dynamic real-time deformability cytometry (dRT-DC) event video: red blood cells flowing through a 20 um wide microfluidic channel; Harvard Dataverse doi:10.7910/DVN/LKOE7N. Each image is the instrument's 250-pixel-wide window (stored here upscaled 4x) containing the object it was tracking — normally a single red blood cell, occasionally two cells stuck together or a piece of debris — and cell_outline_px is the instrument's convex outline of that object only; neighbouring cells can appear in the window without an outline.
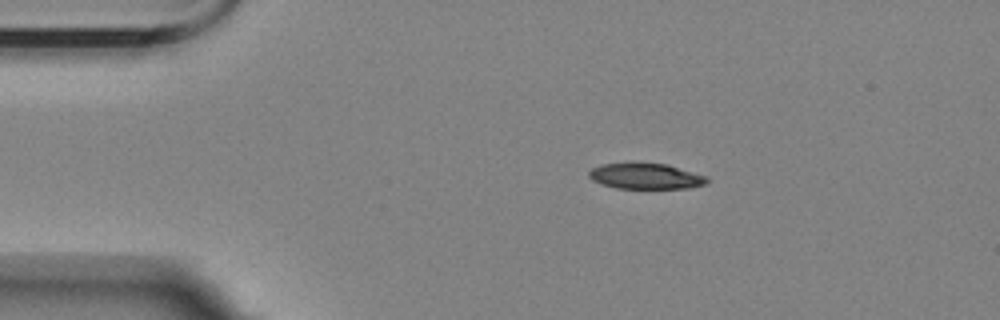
{"species": "Egyptian fruit bat (a non-hibernating species)", "species_latin": "Rousettus aegyptiacus", "temperature_condition": "room temperature", "stored_images_in_passage": 4, "camera_frame_rate_fps": 3000, "um_per_image_px": 0.085, "animal": {"sex": "female"}, "frame": {"image": 1, "passage_image": 1, "time_ms": 0.0, "image_size_px": [1000, 320], "cell_outline_px": [[708, 184], [688, 188], [616, 188], [592, 180], [588, 176], [588, 172], [592, 168], [600, 164], [628, 160], [632, 160], [668, 164], [708, 176]], "centroid_in_image_um": [54.87, 14.92], "position_along_channel_um": 30.1, "area_um2": 18.55}}
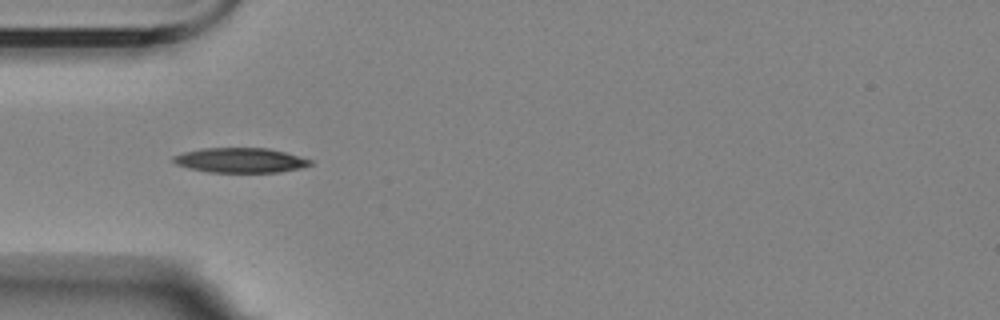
{"frame": {"image": 2, "passage_image": 3, "time_ms": 2.333, "image_size_px": [1000, 320], "cell_outline_px": [[312, 164], [300, 168], [280, 172], [208, 172], [188, 168], [176, 164], [172, 160], [172, 156], [184, 152], [200, 148], [268, 148], [284, 152], [312, 160]], "centroid_in_image_um": [20.4, 13.62], "position_along_channel_um": 64.6, "area_um2": 19.77}}
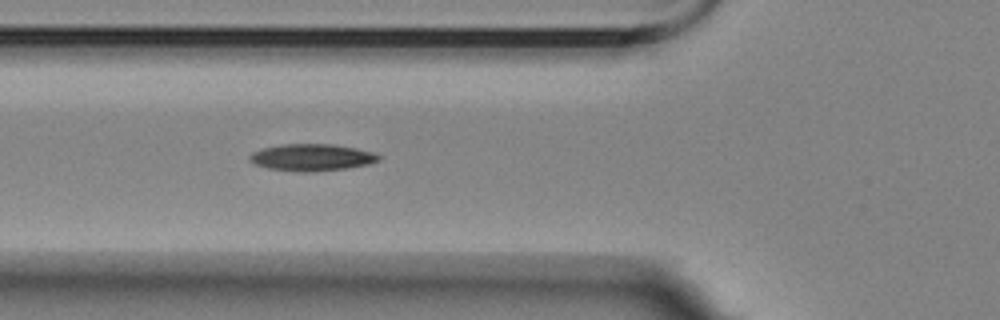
{"frame": {"image": 3, "passage_image": 4, "time_ms": 3.333, "image_size_px": [1000, 320], "cell_outline_px": [[380, 160], [368, 164], [344, 168], [304, 172], [300, 172], [268, 168], [256, 164], [248, 160], [248, 156], [252, 152], [260, 148], [280, 144], [332, 144], [356, 148], [372, 152], [380, 156]], "centroid_in_image_um": [26.45, 13.36], "position_along_channel_um": 99.4, "area_um2": 20.11}}